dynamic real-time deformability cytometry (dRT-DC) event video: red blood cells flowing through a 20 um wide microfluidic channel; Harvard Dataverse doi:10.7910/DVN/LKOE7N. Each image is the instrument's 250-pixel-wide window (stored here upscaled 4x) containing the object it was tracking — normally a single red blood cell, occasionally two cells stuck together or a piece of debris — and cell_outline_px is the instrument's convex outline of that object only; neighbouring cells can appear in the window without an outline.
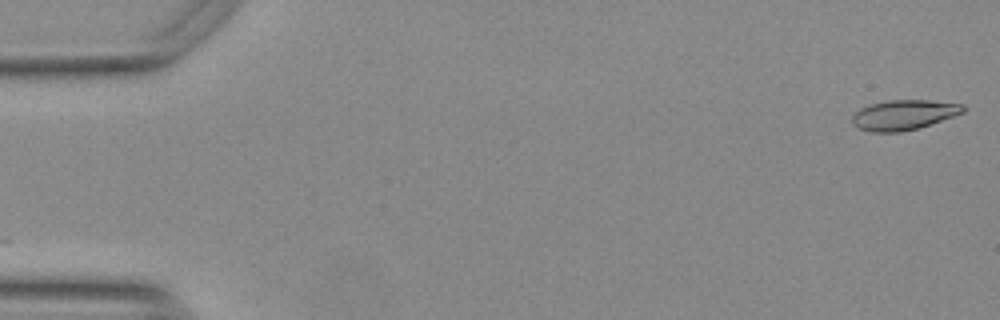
{"species": "Egyptian fruit bat (a non-hibernating species)", "species_latin": "Rousettus aegyptiacus", "temperature_condition": "warm", "stored_images_in_passage": 54, "camera_frame_rate_fps": 3000, "um_per_image_px": 0.085, "animal": {"sex": "female"}, "frame": {"image": 1, "passage_image": 1, "time_ms": 0.0, "image_size_px": [1000, 320], "cell_outline_px": [[968, 108], [964, 112], [916, 128], [900, 132], [872, 132], [860, 128], [852, 124], [852, 116], [860, 108], [868, 104], [888, 100], [928, 100], [964, 104]], "centroid_in_image_um": [76.8, 9.74], "position_along_channel_um": 8.2, "area_um2": 19.25}}
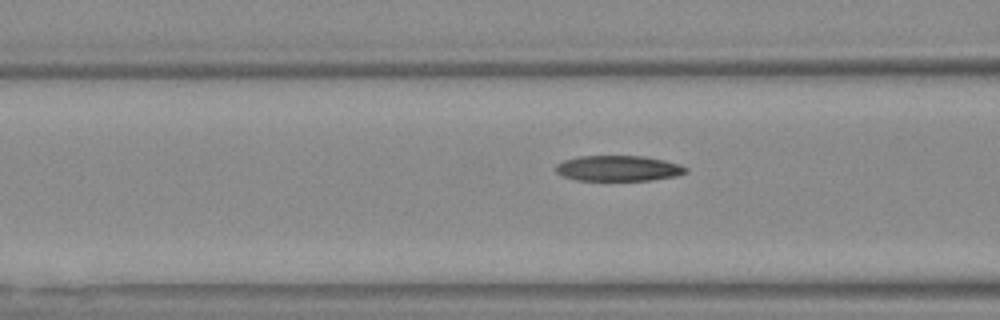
{"frame": {"image": 2, "passage_image": 21, "time_ms": 6.667, "image_size_px": [1000, 320], "cell_outline_px": [[688, 172], [676, 176], [652, 180], [576, 180], [564, 176], [556, 172], [556, 164], [564, 160], [576, 156], [644, 156], [664, 160], [680, 164], [688, 168]], "centroid_in_image_um": [52.58, 14.3], "position_along_channel_um": 114.0, "area_um2": 19.42}}
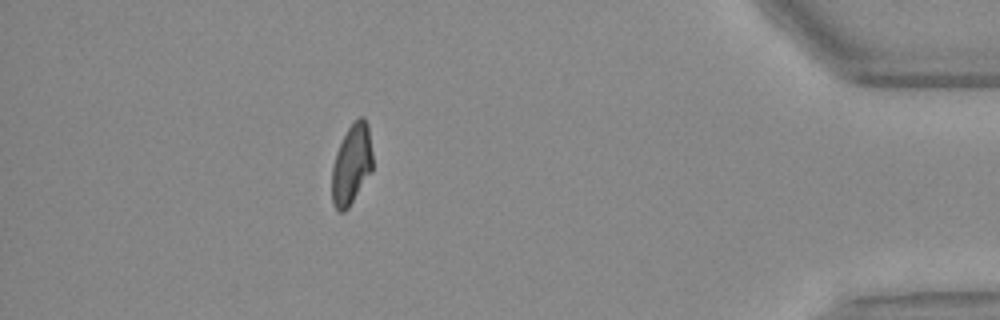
{"frame": {"image": 3, "passage_image": 48, "time_ms": 15.667, "image_size_px": [1000, 320], "cell_outline_px": [[372, 172], [348, 208], [344, 212], [340, 212], [332, 204], [332, 168], [336, 152], [348, 128], [360, 116], [364, 116], [368, 124], [372, 152]], "centroid_in_image_um": [29.89, 13.99], "position_along_channel_um": 405.3, "area_um2": 19.02}, "authors_computed_cell_mechanics": {"area_um2": 19.7676, "velocity_mm_per_s": 3.7939, "shape_relaxation_time_tau1_ms": 6.2151, "shape_relaxation_time_tau2_ms": 2.1933, "deformation_change_tau1": 0.1968, "deformation_change_tau2": 0.0893}}